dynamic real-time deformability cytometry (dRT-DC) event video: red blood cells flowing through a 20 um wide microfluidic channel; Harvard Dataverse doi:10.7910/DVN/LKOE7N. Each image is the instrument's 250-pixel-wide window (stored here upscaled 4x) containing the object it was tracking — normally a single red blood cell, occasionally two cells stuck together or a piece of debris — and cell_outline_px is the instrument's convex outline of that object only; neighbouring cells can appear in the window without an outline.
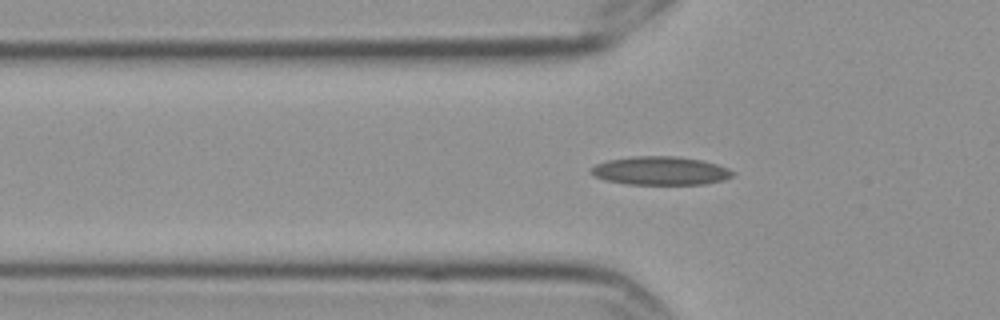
{"species": "Egyptian fruit bat (a non-hibernating species)", "species_latin": "Rousettus aegyptiacus", "temperature_condition": "cold", "stored_images_in_passage": 55, "camera_frame_rate_fps": 3000, "um_per_image_px": 0.085, "frame": {"image": 1, "passage_image": 16, "time_ms": 5.0, "image_size_px": [1000, 320], "cell_outline_px": [[736, 172], [732, 176], [724, 180], [704, 184], [628, 184], [604, 180], [596, 176], [592, 172], [592, 168], [596, 164], [608, 160], [632, 156], [676, 156], [704, 160], [728, 168]], "centroid_in_image_um": [56.19, 14.51], "position_along_channel_um": 69.6, "area_um2": 23.47}}
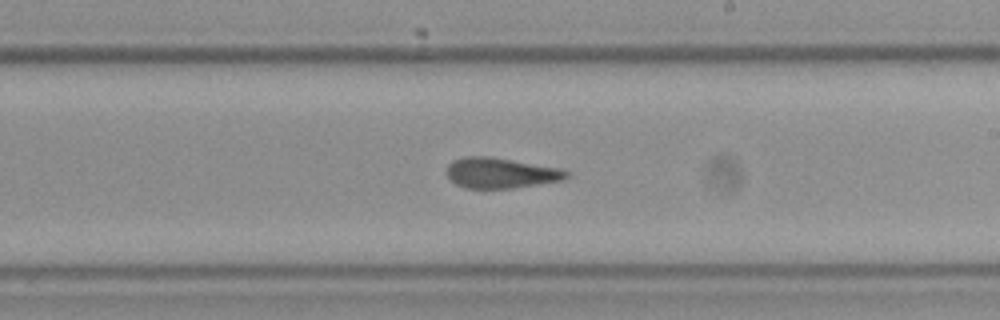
{"frame": {"image": 2, "passage_image": 31, "time_ms": 10.0, "image_size_px": [1000, 320], "cell_outline_px": [[568, 176], [560, 180], [512, 188], [468, 188], [456, 184], [448, 176], [448, 164], [452, 160], [464, 156], [492, 156], [560, 168], [568, 172]], "centroid_in_image_um": [42.53, 14.68], "position_along_channel_um": 246.5, "area_um2": 21.04}}
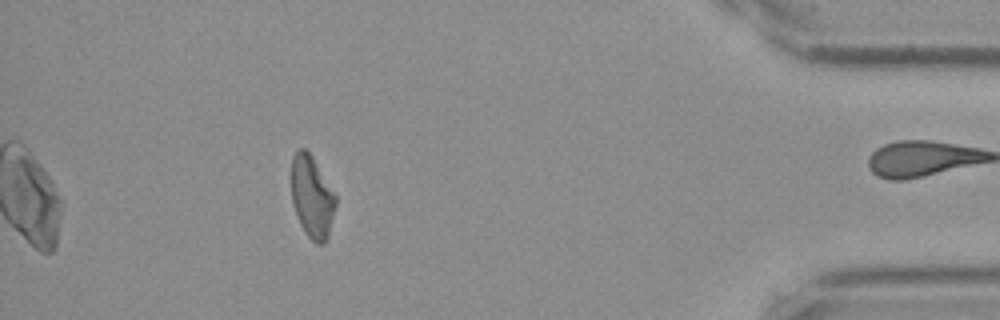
{"frame": {"image": 3, "passage_image": 49, "time_ms": 16.0, "image_size_px": [1000, 320], "cell_outline_px": [[336, 204], [328, 236], [324, 244], [316, 244], [304, 232], [300, 224], [292, 204], [292, 156], [300, 148], [304, 148], [312, 156], [336, 196]], "centroid_in_image_um": [26.51, 16.76], "position_along_channel_um": 408.7, "area_um2": 20.98}, "authors_computed_cell_mechanics": {"area_um2": 22.1374, "velocity_mm_per_s": 3.5235, "shape_relaxation_time_tau1_ms": null, "shape_relaxation_time_tau2_ms": 2.5268, "deformation_change_tau1": null, "deformation_change_tau2": 0.1018}}